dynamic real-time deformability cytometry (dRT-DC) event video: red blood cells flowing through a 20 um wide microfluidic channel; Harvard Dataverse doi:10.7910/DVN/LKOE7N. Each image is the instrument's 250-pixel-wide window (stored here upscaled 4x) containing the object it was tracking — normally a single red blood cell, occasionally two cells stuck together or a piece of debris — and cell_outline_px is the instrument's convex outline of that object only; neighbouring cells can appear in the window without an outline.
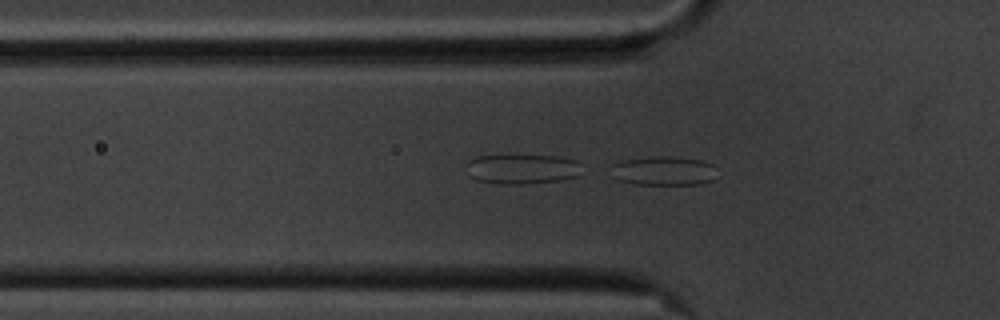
{"species": "common noctule bat (a hibernating species)", "species_latin": "Nyctalus noctula", "temperature_condition": "cold", "stored_images_in_passage": 49, "camera_frame_rate_fps": 3000, "um_per_image_px": 0.085, "animal": {"sex": "male", "body_mass_g": 20.1, "forearm_length_mm": 53.5}, "frame": {"image": 1, "passage_image": 11, "time_ms": 3.333, "image_size_px": [1000, 320], "cell_outline_px": [[712, 180], [700, 184], [632, 184], [616, 180], [612, 176], [612, 164], [624, 160], [656, 156], [672, 156], [704, 160], [712, 164]], "centroid_in_image_um": [56.34, 14.52], "position_along_channel_um": 69.5, "area_um2": 17.86}}
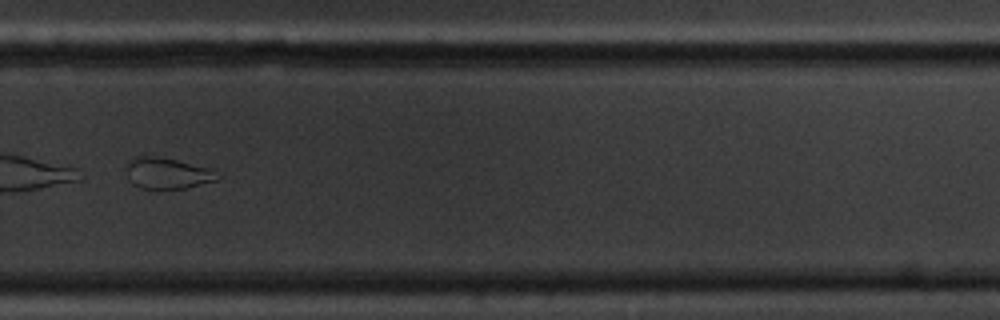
{"frame": {"image": 2, "passage_image": 32, "time_ms": 10.333, "image_size_px": [1000, 320], "cell_outline_px": [[224, 176], [216, 180], [184, 188], [140, 188], [132, 184], [124, 168], [124, 164], [128, 160], [136, 156], [152, 156], [176, 160], [212, 168]], "centroid_in_image_um": [14.22, 14.71], "position_along_channel_um": 315.6, "area_um2": 16.7}}
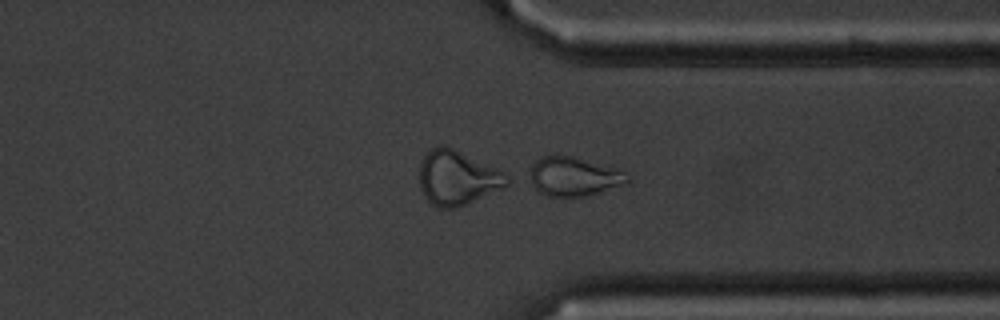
{"frame": {"image": 3, "passage_image": 36, "time_ms": 11.667, "image_size_px": [1000, 320], "cell_outline_px": [[632, 180], [628, 184], [588, 196], [544, 196], [532, 184], [532, 164], [536, 160], [544, 156], [572, 156], [624, 172], [632, 176]], "centroid_in_image_um": [48.85, 15.03], "position_along_channel_um": 362.6, "area_um2": 21.91}, "authors_computed_cell_mechanics": {"area_um2": 20.6924, "velocity_mm_per_s": 3.509, "shape_relaxation_time_tau1_ms": null, "shape_relaxation_time_tau2_ms": 7.0726, "deformation_change_tau1": null, "deformation_change_tau2": 0.1282}}